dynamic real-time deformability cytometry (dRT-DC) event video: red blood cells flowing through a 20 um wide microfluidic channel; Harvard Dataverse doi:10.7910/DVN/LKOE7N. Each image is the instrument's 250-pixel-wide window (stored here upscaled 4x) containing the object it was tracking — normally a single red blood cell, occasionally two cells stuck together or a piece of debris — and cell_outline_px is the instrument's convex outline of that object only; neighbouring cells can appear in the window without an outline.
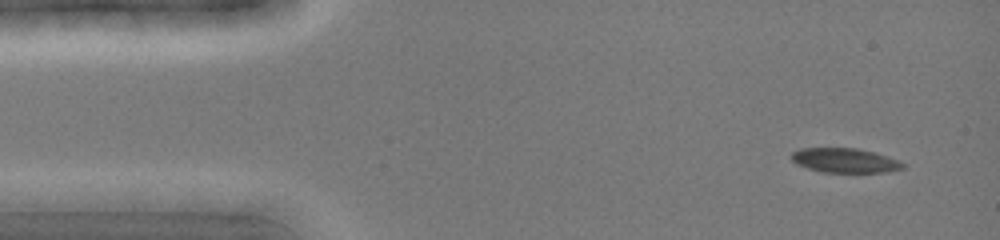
{"species": "common noctule bat (a hibernating species)", "species_latin": "Nyctalus noctula", "temperature_condition": "cold", "stored_images_in_passage": 44, "camera_frame_rate_fps": 3000, "um_per_image_px": 0.085, "animal": {"sex": "female", "body_mass_g": 19.0, "forearm_length_mm": 51.5}, "frame": {"image": 1, "passage_image": 3, "time_ms": 0.667, "image_size_px": [1000, 240], "cell_outline_px": [[904, 168], [884, 172], [820, 172], [808, 168], [792, 160], [792, 152], [800, 148], [856, 148], [872, 152], [896, 160], [904, 164]], "centroid_in_image_um": [71.78, 13.63], "position_along_channel_um": 13.2, "area_um2": 15.49}}
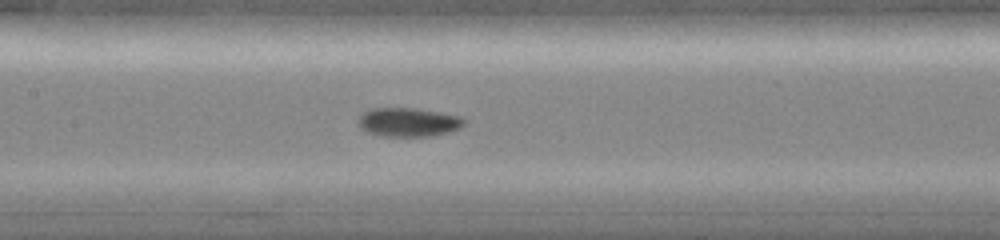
{"frame": {"image": 2, "passage_image": 20, "time_ms": 6.333, "image_size_px": [1000, 240], "cell_outline_px": [[468, 120], [460, 128], [448, 132], [432, 136], [380, 136], [368, 132], [360, 128], [356, 120], [368, 108], [416, 108], [440, 112], [460, 116]], "centroid_in_image_um": [34.7, 10.38], "position_along_channel_um": 172.7, "area_um2": 18.03}}
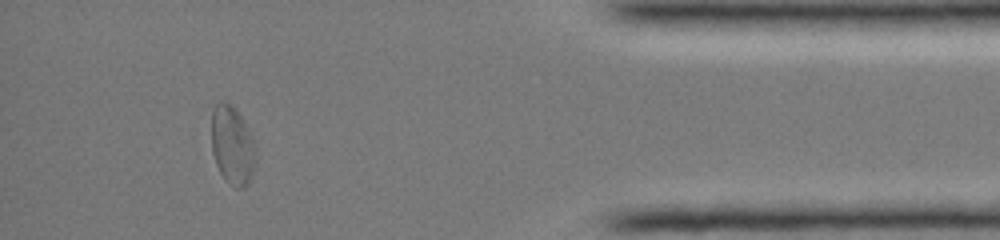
{"frame": {"image": 3, "passage_image": 40, "time_ms": 12.667, "image_size_px": [1000, 240], "cell_outline_px": [[256, 156], [252, 172], [244, 188], [236, 188], [220, 172], [216, 164], [212, 152], [212, 108], [220, 100], [224, 100], [232, 104], [240, 116], [252, 136], [256, 148]], "centroid_in_image_um": [19.74, 12.29], "position_along_channel_um": 415.5, "area_um2": 20.06}}